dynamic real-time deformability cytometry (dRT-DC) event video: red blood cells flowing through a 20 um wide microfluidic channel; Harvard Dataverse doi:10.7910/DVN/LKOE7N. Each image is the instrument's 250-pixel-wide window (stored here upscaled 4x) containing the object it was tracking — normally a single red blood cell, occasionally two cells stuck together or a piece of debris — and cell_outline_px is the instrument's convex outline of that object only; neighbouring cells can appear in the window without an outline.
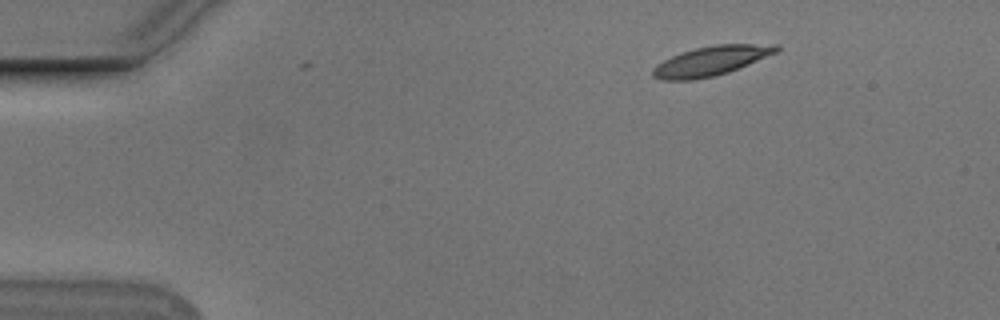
{"species": "Egyptian fruit bat (a non-hibernating species)", "species_latin": "Rousettus aegyptiacus", "temperature_condition": "cold", "stored_images_in_passage": 12, "camera_frame_rate_fps": 3000, "um_per_image_px": 0.085, "animal": {"sex": "male"}, "frame": {"image": 1, "passage_image": 3, "time_ms": 0.667, "image_size_px": [1000, 320], "cell_outline_px": [[776, 48], [732, 68], [720, 72], [704, 76], [668, 76], [708, 48]], "centroid_in_image_um": [61.05, 5.17], "position_along_channel_um": 23.9, "area_um2": 11.33}}